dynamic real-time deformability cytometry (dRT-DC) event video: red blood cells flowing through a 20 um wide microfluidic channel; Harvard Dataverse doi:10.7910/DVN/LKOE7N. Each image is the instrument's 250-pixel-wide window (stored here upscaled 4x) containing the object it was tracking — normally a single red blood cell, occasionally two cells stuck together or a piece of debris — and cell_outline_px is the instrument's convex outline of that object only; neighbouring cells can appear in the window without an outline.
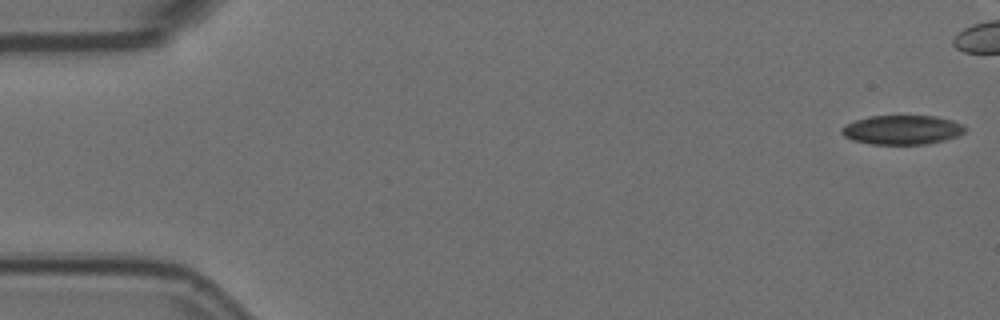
{"species": "Egyptian fruit bat (a non-hibernating species)", "species_latin": "Rousettus aegyptiacus", "temperature_condition": "room temperature", "stored_images_in_passage": 52, "camera_frame_rate_fps": 3000, "um_per_image_px": 0.085, "animal": {"sex": "female"}, "frame": {"image": 1, "passage_image": 1, "time_ms": 0.0, "image_size_px": [1000, 320], "cell_outline_px": [[968, 128], [964, 132], [956, 136], [944, 140], [928, 144], [872, 144], [852, 140], [844, 136], [840, 132], [840, 128], [844, 124], [856, 120], [872, 116], [936, 116], [952, 120], [964, 124]], "centroid_in_image_um": [76.68, 11.03], "position_along_channel_um": 8.3, "area_um2": 21.15}}
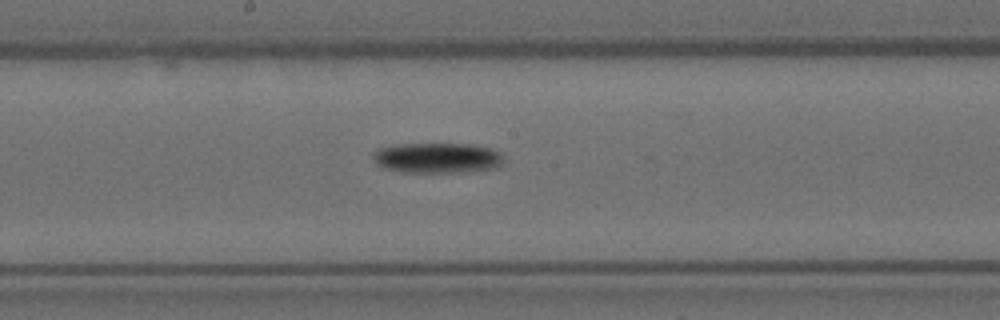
{"frame": {"image": 2, "passage_image": 30, "time_ms": 9.667, "image_size_px": [1000, 320], "cell_outline_px": [[504, 160], [496, 168], [468, 172], [400, 172], [380, 168], [376, 164], [372, 156], [372, 152], [380, 148], [400, 144], [472, 144], [488, 148], [500, 152], [504, 156]], "centroid_in_image_um": [37.15, 13.43], "position_along_channel_um": 211.1, "area_um2": 23.35}}
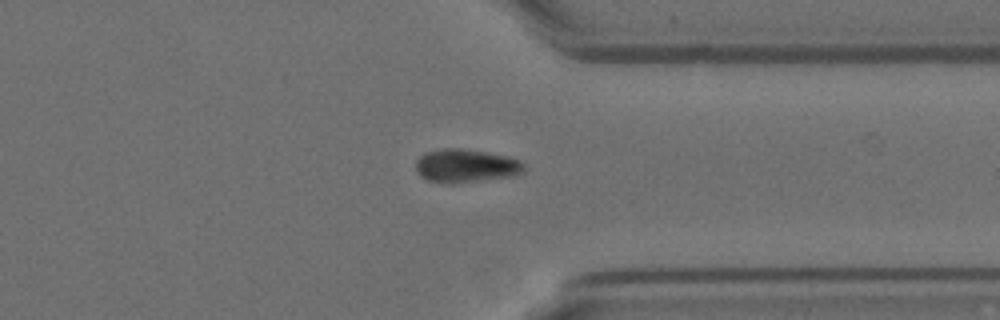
{"frame": {"image": 3, "passage_image": 44, "time_ms": 14.333, "image_size_px": [1000, 320], "cell_outline_px": [[524, 172], [516, 176], [476, 180], [428, 180], [420, 176], [416, 168], [416, 160], [424, 152], [444, 148], [460, 148], [508, 156], [520, 160], [524, 164]], "centroid_in_image_um": [39.64, 14.04], "position_along_channel_um": 371.8, "area_um2": 20.29}, "authors_computed_cell_mechanics": {"area_um2": 22.1374, "velocity_mm_per_s": 3.5068, "shape_relaxation_time_tau1_ms": 1.2328, "shape_relaxation_time_tau2_ms": null, "deformation_change_tau1": 0.032, "deformation_change_tau2": null}}